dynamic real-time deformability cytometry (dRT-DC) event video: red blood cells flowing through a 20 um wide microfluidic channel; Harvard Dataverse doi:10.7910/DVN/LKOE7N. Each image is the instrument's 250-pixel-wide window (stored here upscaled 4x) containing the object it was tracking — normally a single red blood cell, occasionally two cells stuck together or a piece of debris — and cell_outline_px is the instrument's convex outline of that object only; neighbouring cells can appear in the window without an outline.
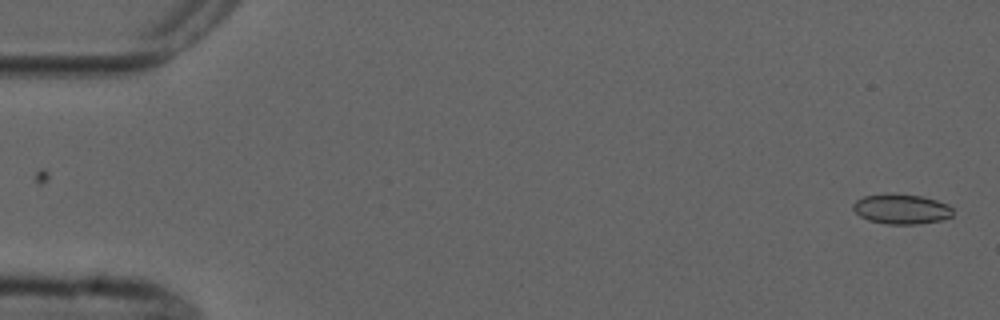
{"species": "common noctule bat (a hibernating species)", "species_latin": "Nyctalus noctula", "temperature_condition": "cold", "stored_images_in_passage": 2, "camera_frame_rate_fps": 3000, "um_per_image_px": 0.085, "animal": {"sex": "male", "forearm_length_mm": 52.5}, "frame": {"image": 1, "passage_image": 2, "time_ms": 1.333, "image_size_px": [1000, 320], "cell_outline_px": [[952, 216], [940, 220], [916, 224], [888, 224], [868, 220], [860, 216], [852, 208], [852, 204], [856, 200], [864, 196], [888, 192], [892, 192], [924, 196], [948, 204], [952, 208]], "centroid_in_image_um": [76.59, 17.74], "position_along_channel_um": 8.4, "area_um2": 17.69}}